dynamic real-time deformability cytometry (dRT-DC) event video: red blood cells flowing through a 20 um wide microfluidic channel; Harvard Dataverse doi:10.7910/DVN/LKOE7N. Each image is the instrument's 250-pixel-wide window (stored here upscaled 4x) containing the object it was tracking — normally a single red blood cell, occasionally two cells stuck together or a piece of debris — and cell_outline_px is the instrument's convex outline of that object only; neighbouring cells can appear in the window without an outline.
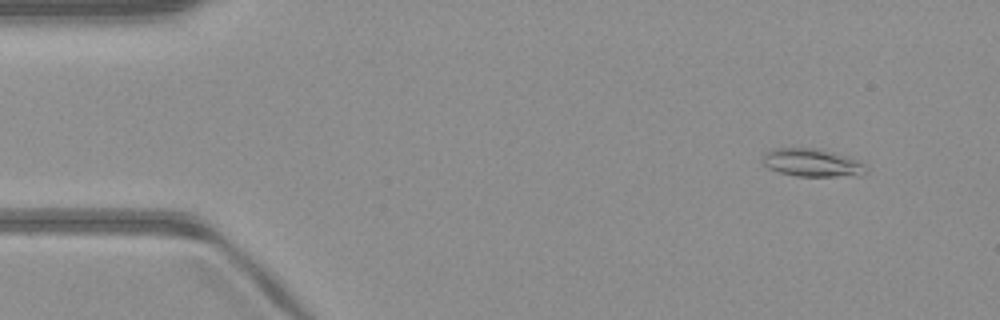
{"species": "common noctule bat (a hibernating species)", "species_latin": "Nyctalus noctula", "temperature_condition": "warm", "stored_images_in_passage": 50, "camera_frame_rate_fps": 3000, "um_per_image_px": 0.085, "animal": {"sex": "male", "body_mass_g": 23.1, "forearm_length_mm": 52.7}, "frame": {"image": 1, "passage_image": 5, "time_ms": 1.333, "image_size_px": [1000, 320], "cell_outline_px": [[868, 172], [860, 176], [796, 176], [780, 172], [768, 168], [764, 164], [764, 152], [772, 148], [820, 148], [848, 156], [864, 164], [868, 168]], "centroid_in_image_um": [69.07, 13.83], "position_along_channel_um": 15.9, "area_um2": 17.05}}
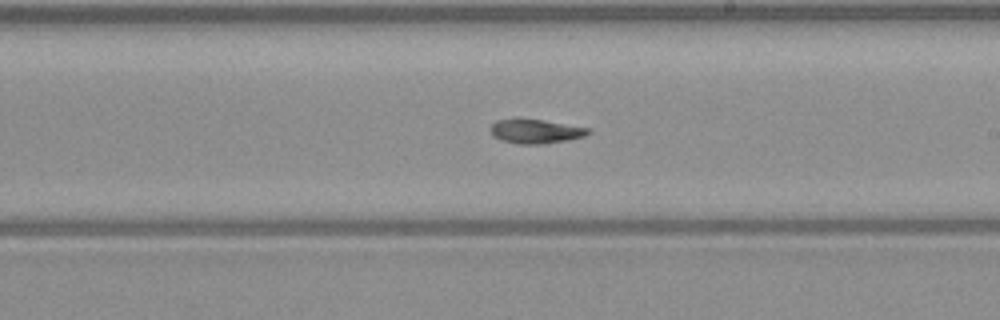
{"frame": {"image": 2, "passage_image": 29, "time_ms": 9.333, "image_size_px": [1000, 320], "cell_outline_px": [[592, 132], [584, 136], [568, 140], [544, 144], [520, 144], [500, 140], [492, 136], [492, 124], [496, 120], [516, 116], [588, 128]], "centroid_in_image_um": [45.47, 11.14], "position_along_channel_um": 243.5, "area_um2": 13.99}}
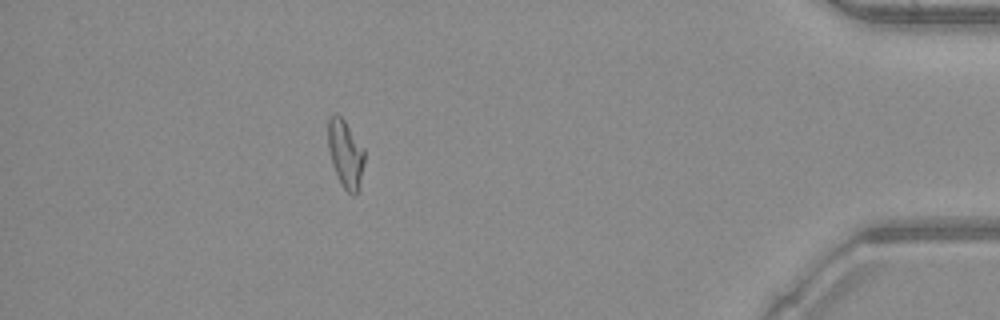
{"frame": {"image": 3, "passage_image": 45, "time_ms": 14.667, "image_size_px": [1000, 320], "cell_outline_px": [[364, 160], [360, 184], [356, 196], [352, 196], [344, 188], [332, 164], [328, 148], [328, 116], [332, 112], [336, 112], [344, 120], [364, 148]], "centroid_in_image_um": [29.36, 13.04], "position_along_channel_um": 405.8, "area_um2": 14.39}, "authors_computed_cell_mechanics": {"area_um2": 14.3922, "velocity_mm_per_s": 4.0954, "shape_relaxation_time_tau1_ms": 4.4828, "shape_relaxation_time_tau2_ms": 2.4125, "deformation_change_tau1": 0.1559, "deformation_change_tau2": 0.0878}}